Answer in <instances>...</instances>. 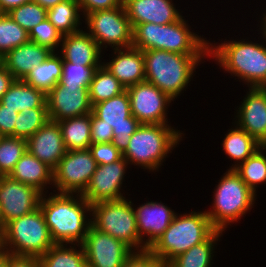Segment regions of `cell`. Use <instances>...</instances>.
<instances>
[{"mask_svg": "<svg viewBox=\"0 0 266 267\" xmlns=\"http://www.w3.org/2000/svg\"><path fill=\"white\" fill-rule=\"evenodd\" d=\"M234 170L256 194L257 185L266 182V150L261 147Z\"/></svg>", "mask_w": 266, "mask_h": 267, "instance_id": "cell-34", "label": "cell"}, {"mask_svg": "<svg viewBox=\"0 0 266 267\" xmlns=\"http://www.w3.org/2000/svg\"><path fill=\"white\" fill-rule=\"evenodd\" d=\"M97 163L90 149L66 151L53 170V190L57 193L83 194Z\"/></svg>", "mask_w": 266, "mask_h": 267, "instance_id": "cell-11", "label": "cell"}, {"mask_svg": "<svg viewBox=\"0 0 266 267\" xmlns=\"http://www.w3.org/2000/svg\"><path fill=\"white\" fill-rule=\"evenodd\" d=\"M183 18L170 24L136 25L132 30V46L142 51L159 49L183 55H209V40L192 32Z\"/></svg>", "mask_w": 266, "mask_h": 267, "instance_id": "cell-3", "label": "cell"}, {"mask_svg": "<svg viewBox=\"0 0 266 267\" xmlns=\"http://www.w3.org/2000/svg\"><path fill=\"white\" fill-rule=\"evenodd\" d=\"M217 229L205 211L176 213L165 232L149 248L166 266L172 259L207 240Z\"/></svg>", "mask_w": 266, "mask_h": 267, "instance_id": "cell-6", "label": "cell"}, {"mask_svg": "<svg viewBox=\"0 0 266 267\" xmlns=\"http://www.w3.org/2000/svg\"><path fill=\"white\" fill-rule=\"evenodd\" d=\"M33 2H36L41 7L45 8L46 10H49L56 6L58 3H61L65 0H31Z\"/></svg>", "mask_w": 266, "mask_h": 267, "instance_id": "cell-49", "label": "cell"}, {"mask_svg": "<svg viewBox=\"0 0 266 267\" xmlns=\"http://www.w3.org/2000/svg\"><path fill=\"white\" fill-rule=\"evenodd\" d=\"M129 163L122 157L107 165H97L88 187L82 196L92 205L97 202L125 198L121 193Z\"/></svg>", "mask_w": 266, "mask_h": 267, "instance_id": "cell-17", "label": "cell"}, {"mask_svg": "<svg viewBox=\"0 0 266 267\" xmlns=\"http://www.w3.org/2000/svg\"><path fill=\"white\" fill-rule=\"evenodd\" d=\"M92 113L103 120V123L112 126V144L123 153L128 147L131 136L141 125L131 113L128 92L125 90L120 95L93 105Z\"/></svg>", "mask_w": 266, "mask_h": 267, "instance_id": "cell-12", "label": "cell"}, {"mask_svg": "<svg viewBox=\"0 0 266 267\" xmlns=\"http://www.w3.org/2000/svg\"><path fill=\"white\" fill-rule=\"evenodd\" d=\"M143 56L145 81L158 87L173 100L188 87L196 72V66L209 57L183 55L159 49L145 50Z\"/></svg>", "mask_w": 266, "mask_h": 267, "instance_id": "cell-4", "label": "cell"}, {"mask_svg": "<svg viewBox=\"0 0 266 267\" xmlns=\"http://www.w3.org/2000/svg\"><path fill=\"white\" fill-rule=\"evenodd\" d=\"M18 113L19 112L13 109L6 108V106L0 102V137H14V124Z\"/></svg>", "mask_w": 266, "mask_h": 267, "instance_id": "cell-45", "label": "cell"}, {"mask_svg": "<svg viewBox=\"0 0 266 267\" xmlns=\"http://www.w3.org/2000/svg\"><path fill=\"white\" fill-rule=\"evenodd\" d=\"M62 76V56L59 52H52L49 57L23 79L24 82L47 94Z\"/></svg>", "mask_w": 266, "mask_h": 267, "instance_id": "cell-29", "label": "cell"}, {"mask_svg": "<svg viewBox=\"0 0 266 267\" xmlns=\"http://www.w3.org/2000/svg\"><path fill=\"white\" fill-rule=\"evenodd\" d=\"M40 208L5 225L2 248L15 256L40 258L54 245Z\"/></svg>", "mask_w": 266, "mask_h": 267, "instance_id": "cell-8", "label": "cell"}, {"mask_svg": "<svg viewBox=\"0 0 266 267\" xmlns=\"http://www.w3.org/2000/svg\"><path fill=\"white\" fill-rule=\"evenodd\" d=\"M41 196L42 193L32 186L9 175L0 176V208L4 224L39 208Z\"/></svg>", "mask_w": 266, "mask_h": 267, "instance_id": "cell-15", "label": "cell"}, {"mask_svg": "<svg viewBox=\"0 0 266 267\" xmlns=\"http://www.w3.org/2000/svg\"><path fill=\"white\" fill-rule=\"evenodd\" d=\"M62 38L61 32L47 18L29 32L30 41L48 47L53 52H57V48L61 46Z\"/></svg>", "mask_w": 266, "mask_h": 267, "instance_id": "cell-40", "label": "cell"}, {"mask_svg": "<svg viewBox=\"0 0 266 267\" xmlns=\"http://www.w3.org/2000/svg\"><path fill=\"white\" fill-rule=\"evenodd\" d=\"M100 66H83L62 59V76L59 81L64 86L89 87L97 68Z\"/></svg>", "mask_w": 266, "mask_h": 267, "instance_id": "cell-39", "label": "cell"}, {"mask_svg": "<svg viewBox=\"0 0 266 267\" xmlns=\"http://www.w3.org/2000/svg\"><path fill=\"white\" fill-rule=\"evenodd\" d=\"M164 204L161 201H148L139 205L137 209L134 208L138 234L146 249H149L165 232L176 215L173 209Z\"/></svg>", "mask_w": 266, "mask_h": 267, "instance_id": "cell-19", "label": "cell"}, {"mask_svg": "<svg viewBox=\"0 0 266 267\" xmlns=\"http://www.w3.org/2000/svg\"><path fill=\"white\" fill-rule=\"evenodd\" d=\"M7 14L27 32L47 18V10L33 1L15 7Z\"/></svg>", "mask_w": 266, "mask_h": 267, "instance_id": "cell-38", "label": "cell"}, {"mask_svg": "<svg viewBox=\"0 0 266 267\" xmlns=\"http://www.w3.org/2000/svg\"><path fill=\"white\" fill-rule=\"evenodd\" d=\"M214 190L212 210H206L211 224L224 231L238 222L253 208L257 195L245 184L235 170H229L218 180Z\"/></svg>", "mask_w": 266, "mask_h": 267, "instance_id": "cell-7", "label": "cell"}, {"mask_svg": "<svg viewBox=\"0 0 266 267\" xmlns=\"http://www.w3.org/2000/svg\"><path fill=\"white\" fill-rule=\"evenodd\" d=\"M91 224L98 231L110 234L133 251L145 250L138 234L136 215L131 200L102 201L91 205Z\"/></svg>", "mask_w": 266, "mask_h": 267, "instance_id": "cell-9", "label": "cell"}, {"mask_svg": "<svg viewBox=\"0 0 266 267\" xmlns=\"http://www.w3.org/2000/svg\"><path fill=\"white\" fill-rule=\"evenodd\" d=\"M80 12V13H79ZM80 6L76 0H65L47 10V19L61 32L62 35L76 33L80 30Z\"/></svg>", "mask_w": 266, "mask_h": 267, "instance_id": "cell-32", "label": "cell"}, {"mask_svg": "<svg viewBox=\"0 0 266 267\" xmlns=\"http://www.w3.org/2000/svg\"><path fill=\"white\" fill-rule=\"evenodd\" d=\"M27 151L54 170L67 151L59 123L48 120L27 139Z\"/></svg>", "mask_w": 266, "mask_h": 267, "instance_id": "cell-20", "label": "cell"}, {"mask_svg": "<svg viewBox=\"0 0 266 267\" xmlns=\"http://www.w3.org/2000/svg\"><path fill=\"white\" fill-rule=\"evenodd\" d=\"M261 24H260V33L262 34V38L266 39V10L265 13H263L262 17H261ZM262 26V27H261Z\"/></svg>", "mask_w": 266, "mask_h": 267, "instance_id": "cell-51", "label": "cell"}, {"mask_svg": "<svg viewBox=\"0 0 266 267\" xmlns=\"http://www.w3.org/2000/svg\"><path fill=\"white\" fill-rule=\"evenodd\" d=\"M48 120L47 108H26L23 112L18 113L16 117L14 137L28 139Z\"/></svg>", "mask_w": 266, "mask_h": 267, "instance_id": "cell-37", "label": "cell"}, {"mask_svg": "<svg viewBox=\"0 0 266 267\" xmlns=\"http://www.w3.org/2000/svg\"><path fill=\"white\" fill-rule=\"evenodd\" d=\"M50 194H42L39 208L52 240L55 244H81L92 225L91 204L82 194Z\"/></svg>", "mask_w": 266, "mask_h": 267, "instance_id": "cell-1", "label": "cell"}, {"mask_svg": "<svg viewBox=\"0 0 266 267\" xmlns=\"http://www.w3.org/2000/svg\"><path fill=\"white\" fill-rule=\"evenodd\" d=\"M236 110L234 124L254 137L261 145L266 143V88H249Z\"/></svg>", "mask_w": 266, "mask_h": 267, "instance_id": "cell-18", "label": "cell"}, {"mask_svg": "<svg viewBox=\"0 0 266 267\" xmlns=\"http://www.w3.org/2000/svg\"><path fill=\"white\" fill-rule=\"evenodd\" d=\"M9 176L21 183L36 188L42 194H47L48 190L46 189L51 187L50 185L53 186V170L29 151L22 155Z\"/></svg>", "mask_w": 266, "mask_h": 267, "instance_id": "cell-25", "label": "cell"}, {"mask_svg": "<svg viewBox=\"0 0 266 267\" xmlns=\"http://www.w3.org/2000/svg\"><path fill=\"white\" fill-rule=\"evenodd\" d=\"M15 77L7 70V68L0 64V100L2 96L8 91V88L14 83Z\"/></svg>", "mask_w": 266, "mask_h": 267, "instance_id": "cell-47", "label": "cell"}, {"mask_svg": "<svg viewBox=\"0 0 266 267\" xmlns=\"http://www.w3.org/2000/svg\"><path fill=\"white\" fill-rule=\"evenodd\" d=\"M123 267H165V265L150 249H145L133 251Z\"/></svg>", "mask_w": 266, "mask_h": 267, "instance_id": "cell-42", "label": "cell"}, {"mask_svg": "<svg viewBox=\"0 0 266 267\" xmlns=\"http://www.w3.org/2000/svg\"><path fill=\"white\" fill-rule=\"evenodd\" d=\"M262 147L266 150V143L262 145Z\"/></svg>", "mask_w": 266, "mask_h": 267, "instance_id": "cell-54", "label": "cell"}, {"mask_svg": "<svg viewBox=\"0 0 266 267\" xmlns=\"http://www.w3.org/2000/svg\"><path fill=\"white\" fill-rule=\"evenodd\" d=\"M81 246L88 267H123L133 250L110 234L89 227Z\"/></svg>", "mask_w": 266, "mask_h": 267, "instance_id": "cell-14", "label": "cell"}, {"mask_svg": "<svg viewBox=\"0 0 266 267\" xmlns=\"http://www.w3.org/2000/svg\"><path fill=\"white\" fill-rule=\"evenodd\" d=\"M223 231L216 230L207 240L172 259L165 267H212L213 253Z\"/></svg>", "mask_w": 266, "mask_h": 267, "instance_id": "cell-30", "label": "cell"}, {"mask_svg": "<svg viewBox=\"0 0 266 267\" xmlns=\"http://www.w3.org/2000/svg\"><path fill=\"white\" fill-rule=\"evenodd\" d=\"M30 1L31 0H0V13H8L11 9Z\"/></svg>", "mask_w": 266, "mask_h": 267, "instance_id": "cell-48", "label": "cell"}, {"mask_svg": "<svg viewBox=\"0 0 266 267\" xmlns=\"http://www.w3.org/2000/svg\"><path fill=\"white\" fill-rule=\"evenodd\" d=\"M125 90L119 80L102 64L96 69L89 85L90 103L93 106L120 95Z\"/></svg>", "mask_w": 266, "mask_h": 267, "instance_id": "cell-33", "label": "cell"}, {"mask_svg": "<svg viewBox=\"0 0 266 267\" xmlns=\"http://www.w3.org/2000/svg\"><path fill=\"white\" fill-rule=\"evenodd\" d=\"M27 151V139L0 137V176L9 175L22 155Z\"/></svg>", "mask_w": 266, "mask_h": 267, "instance_id": "cell-36", "label": "cell"}, {"mask_svg": "<svg viewBox=\"0 0 266 267\" xmlns=\"http://www.w3.org/2000/svg\"><path fill=\"white\" fill-rule=\"evenodd\" d=\"M0 102L6 108L19 113L26 108H47L46 94L23 80H15L2 96Z\"/></svg>", "mask_w": 266, "mask_h": 267, "instance_id": "cell-26", "label": "cell"}, {"mask_svg": "<svg viewBox=\"0 0 266 267\" xmlns=\"http://www.w3.org/2000/svg\"><path fill=\"white\" fill-rule=\"evenodd\" d=\"M2 249V238L0 237V250Z\"/></svg>", "mask_w": 266, "mask_h": 267, "instance_id": "cell-53", "label": "cell"}, {"mask_svg": "<svg viewBox=\"0 0 266 267\" xmlns=\"http://www.w3.org/2000/svg\"><path fill=\"white\" fill-rule=\"evenodd\" d=\"M222 140V148L225 154L234 161L229 170L236 169L241 163L252 156L262 145L238 125L228 130Z\"/></svg>", "mask_w": 266, "mask_h": 267, "instance_id": "cell-27", "label": "cell"}, {"mask_svg": "<svg viewBox=\"0 0 266 267\" xmlns=\"http://www.w3.org/2000/svg\"><path fill=\"white\" fill-rule=\"evenodd\" d=\"M8 252L3 248L0 250V267H7Z\"/></svg>", "mask_w": 266, "mask_h": 267, "instance_id": "cell-50", "label": "cell"}, {"mask_svg": "<svg viewBox=\"0 0 266 267\" xmlns=\"http://www.w3.org/2000/svg\"><path fill=\"white\" fill-rule=\"evenodd\" d=\"M61 50V51H60ZM62 59L83 66H101L102 50L96 41L83 29L63 35L59 49Z\"/></svg>", "mask_w": 266, "mask_h": 267, "instance_id": "cell-23", "label": "cell"}, {"mask_svg": "<svg viewBox=\"0 0 266 267\" xmlns=\"http://www.w3.org/2000/svg\"><path fill=\"white\" fill-rule=\"evenodd\" d=\"M49 120H60L86 115L92 112L89 87L64 86L58 82L47 94Z\"/></svg>", "mask_w": 266, "mask_h": 267, "instance_id": "cell-16", "label": "cell"}, {"mask_svg": "<svg viewBox=\"0 0 266 267\" xmlns=\"http://www.w3.org/2000/svg\"><path fill=\"white\" fill-rule=\"evenodd\" d=\"M4 229H5V224L3 222V217H2L1 208H0V237L1 238H2L3 233H4Z\"/></svg>", "mask_w": 266, "mask_h": 267, "instance_id": "cell-52", "label": "cell"}, {"mask_svg": "<svg viewBox=\"0 0 266 267\" xmlns=\"http://www.w3.org/2000/svg\"><path fill=\"white\" fill-rule=\"evenodd\" d=\"M7 267H41L39 258L15 256L8 252Z\"/></svg>", "mask_w": 266, "mask_h": 267, "instance_id": "cell-46", "label": "cell"}, {"mask_svg": "<svg viewBox=\"0 0 266 267\" xmlns=\"http://www.w3.org/2000/svg\"><path fill=\"white\" fill-rule=\"evenodd\" d=\"M172 2V0H123V5L133 29L143 23L161 25L178 21L182 15Z\"/></svg>", "mask_w": 266, "mask_h": 267, "instance_id": "cell-21", "label": "cell"}, {"mask_svg": "<svg viewBox=\"0 0 266 267\" xmlns=\"http://www.w3.org/2000/svg\"><path fill=\"white\" fill-rule=\"evenodd\" d=\"M113 57L109 62L102 64L119 80L125 87L136 85L145 81V68L143 51L135 48L113 49Z\"/></svg>", "mask_w": 266, "mask_h": 267, "instance_id": "cell-22", "label": "cell"}, {"mask_svg": "<svg viewBox=\"0 0 266 267\" xmlns=\"http://www.w3.org/2000/svg\"><path fill=\"white\" fill-rule=\"evenodd\" d=\"M228 40L219 43L209 42V57L215 59L224 72L241 79L248 88H266V39L265 44Z\"/></svg>", "mask_w": 266, "mask_h": 267, "instance_id": "cell-2", "label": "cell"}, {"mask_svg": "<svg viewBox=\"0 0 266 267\" xmlns=\"http://www.w3.org/2000/svg\"><path fill=\"white\" fill-rule=\"evenodd\" d=\"M182 135L170 124H141L122 156L131 165L149 172L159 171L168 154L181 142Z\"/></svg>", "mask_w": 266, "mask_h": 267, "instance_id": "cell-5", "label": "cell"}, {"mask_svg": "<svg viewBox=\"0 0 266 267\" xmlns=\"http://www.w3.org/2000/svg\"><path fill=\"white\" fill-rule=\"evenodd\" d=\"M113 140V128L103 123L91 112V144L108 143Z\"/></svg>", "mask_w": 266, "mask_h": 267, "instance_id": "cell-43", "label": "cell"}, {"mask_svg": "<svg viewBox=\"0 0 266 267\" xmlns=\"http://www.w3.org/2000/svg\"><path fill=\"white\" fill-rule=\"evenodd\" d=\"M29 41V32L7 13H0V57Z\"/></svg>", "mask_w": 266, "mask_h": 267, "instance_id": "cell-35", "label": "cell"}, {"mask_svg": "<svg viewBox=\"0 0 266 267\" xmlns=\"http://www.w3.org/2000/svg\"><path fill=\"white\" fill-rule=\"evenodd\" d=\"M87 33L99 48L112 49L132 47V27L124 5L85 14Z\"/></svg>", "mask_w": 266, "mask_h": 267, "instance_id": "cell-10", "label": "cell"}, {"mask_svg": "<svg viewBox=\"0 0 266 267\" xmlns=\"http://www.w3.org/2000/svg\"><path fill=\"white\" fill-rule=\"evenodd\" d=\"M67 151L89 149L91 145V113L58 121Z\"/></svg>", "mask_w": 266, "mask_h": 267, "instance_id": "cell-28", "label": "cell"}, {"mask_svg": "<svg viewBox=\"0 0 266 267\" xmlns=\"http://www.w3.org/2000/svg\"><path fill=\"white\" fill-rule=\"evenodd\" d=\"M52 52L48 47L29 40L7 52L1 58V63L16 80H23L32 68L45 61Z\"/></svg>", "mask_w": 266, "mask_h": 267, "instance_id": "cell-24", "label": "cell"}, {"mask_svg": "<svg viewBox=\"0 0 266 267\" xmlns=\"http://www.w3.org/2000/svg\"><path fill=\"white\" fill-rule=\"evenodd\" d=\"M89 149L97 165L111 164L123 157L122 153L112 144V142L91 144Z\"/></svg>", "mask_w": 266, "mask_h": 267, "instance_id": "cell-41", "label": "cell"}, {"mask_svg": "<svg viewBox=\"0 0 266 267\" xmlns=\"http://www.w3.org/2000/svg\"><path fill=\"white\" fill-rule=\"evenodd\" d=\"M76 246L54 244L39 258L41 267H88L81 244Z\"/></svg>", "mask_w": 266, "mask_h": 267, "instance_id": "cell-31", "label": "cell"}, {"mask_svg": "<svg viewBox=\"0 0 266 267\" xmlns=\"http://www.w3.org/2000/svg\"><path fill=\"white\" fill-rule=\"evenodd\" d=\"M80 6L83 16L85 14L112 9L123 5V0H76Z\"/></svg>", "mask_w": 266, "mask_h": 267, "instance_id": "cell-44", "label": "cell"}, {"mask_svg": "<svg viewBox=\"0 0 266 267\" xmlns=\"http://www.w3.org/2000/svg\"><path fill=\"white\" fill-rule=\"evenodd\" d=\"M132 115L141 124H168L167 109L171 99L158 87L142 81L126 88Z\"/></svg>", "mask_w": 266, "mask_h": 267, "instance_id": "cell-13", "label": "cell"}]
</instances>
